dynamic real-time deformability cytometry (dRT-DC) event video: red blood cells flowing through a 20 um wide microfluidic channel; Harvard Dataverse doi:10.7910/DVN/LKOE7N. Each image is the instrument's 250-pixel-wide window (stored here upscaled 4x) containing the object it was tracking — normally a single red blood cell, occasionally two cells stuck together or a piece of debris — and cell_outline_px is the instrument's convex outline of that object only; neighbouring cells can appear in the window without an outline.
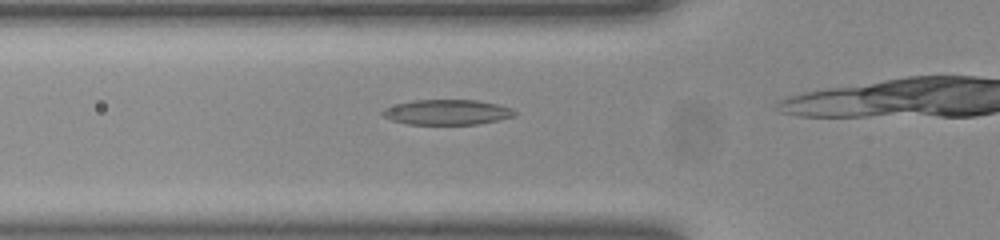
{"species": "common noctule bat (a hibernating species)", "species_latin": "Nyctalus noctula", "temperature_condition": "room temperature", "stored_images_in_passage": 11, "camera_frame_rate_fps": 3000, "um_per_image_px": 0.085, "animal": {"sex": "female", "body_mass_g": 23.0, "forearm_length_mm": 53.4}, "frame": {"image": 1, "passage_image": 7, "time_ms": 2.0, "image_size_px": [1000, 240], "cell_outline_px": [[516, 116], [476, 124], [408, 124], [392, 120], [384, 116], [380, 112], [384, 108], [396, 104], [412, 100], [476, 100], [496, 104], [512, 108], [516, 112]], "centroid_in_image_um": [37.99, 9.53], "position_along_channel_um": 87.8, "area_um2": 19.25}}
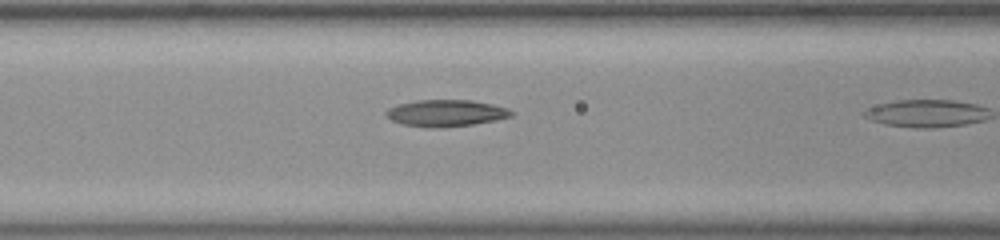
{"frame": {"image": 2, "passage_image": 10, "time_ms": 3.0, "image_size_px": [1000, 240], "cell_outline_px": [[516, 112], [512, 116], [496, 120], [472, 124], [440, 128], [428, 128], [404, 124], [392, 120], [384, 116], [384, 112], [388, 108], [400, 104], [416, 100], [472, 100], [492, 104], [508, 108]], "centroid_in_image_um": [37.91, 9.61], "position_along_channel_um": 128.7, "area_um2": 19.59}}